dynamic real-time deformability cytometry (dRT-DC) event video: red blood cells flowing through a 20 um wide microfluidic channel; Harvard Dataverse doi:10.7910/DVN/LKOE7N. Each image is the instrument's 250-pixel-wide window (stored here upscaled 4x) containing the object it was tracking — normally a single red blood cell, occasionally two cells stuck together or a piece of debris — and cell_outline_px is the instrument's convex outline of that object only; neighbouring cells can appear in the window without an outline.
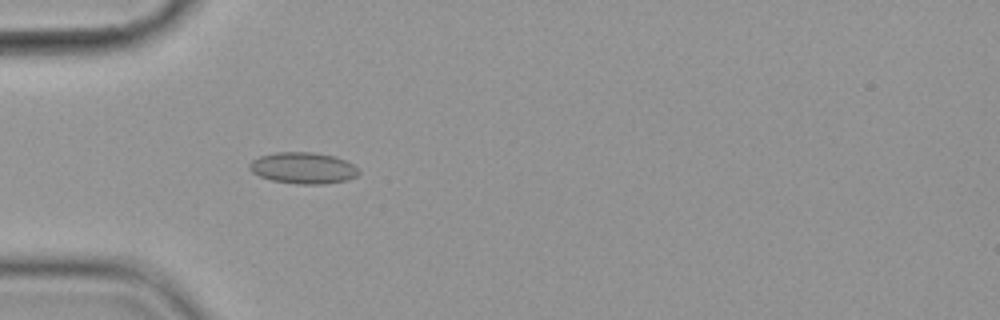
{"species": "common noctule bat (a hibernating species)", "species_latin": "Nyctalus noctula", "temperature_condition": "cold", "stored_images_in_passage": 5, "camera_frame_rate_fps": 3000, "um_per_image_px": 0.085, "animal": {"sex": "female", "body_mass_g": 19.9}, "frame": {"image": 1, "passage_image": 5, "time_ms": 4.667, "image_size_px": [1000, 320], "cell_outline_px": [[360, 172], [356, 176], [348, 180], [324, 184], [296, 184], [272, 180], [260, 176], [252, 172], [248, 168], [248, 164], [252, 160], [260, 156], [276, 152], [316, 152], [336, 156], [360, 168]], "centroid_in_image_um": [25.78, 14.28], "position_along_channel_um": 59.2, "area_um2": 20.17}}